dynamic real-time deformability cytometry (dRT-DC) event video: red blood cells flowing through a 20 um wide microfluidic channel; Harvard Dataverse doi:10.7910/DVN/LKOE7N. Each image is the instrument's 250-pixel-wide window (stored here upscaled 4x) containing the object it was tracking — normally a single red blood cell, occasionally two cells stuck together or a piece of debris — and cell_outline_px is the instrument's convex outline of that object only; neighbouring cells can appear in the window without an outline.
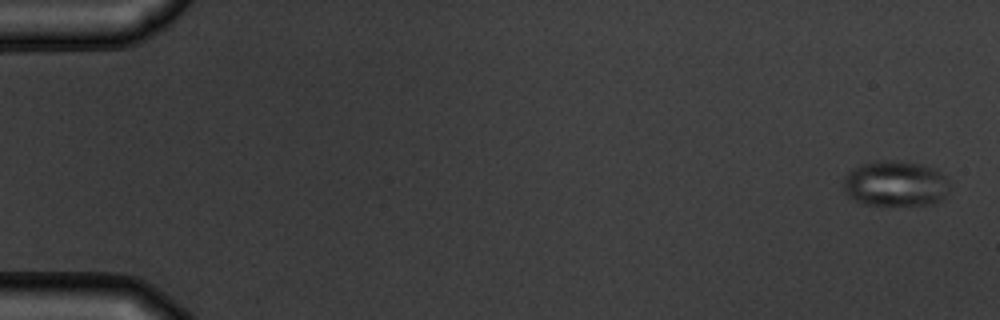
{"species": "common noctule bat (a hibernating species)", "species_latin": "Nyctalus noctula", "temperature_condition": "warm", "stored_images_in_passage": 5, "camera_frame_rate_fps": 3000, "um_per_image_px": 0.085, "animal": {"sex": "male", "body_mass_g": 19.5, "forearm_length_mm": 54.6}, "frame": {"image": 1, "passage_image": 1, "time_ms": 0.0, "image_size_px": [1000, 320], "cell_outline_px": [[948, 184], [944, 196], [940, 200], [932, 204], [864, 204], [848, 196], [844, 192], [844, 176], [848, 172], [860, 164], [876, 160], [892, 160], [920, 164], [936, 168], [944, 176]], "centroid_in_image_um": [76.07, 15.58], "position_along_channel_um": 8.9, "area_um2": 27.92}}